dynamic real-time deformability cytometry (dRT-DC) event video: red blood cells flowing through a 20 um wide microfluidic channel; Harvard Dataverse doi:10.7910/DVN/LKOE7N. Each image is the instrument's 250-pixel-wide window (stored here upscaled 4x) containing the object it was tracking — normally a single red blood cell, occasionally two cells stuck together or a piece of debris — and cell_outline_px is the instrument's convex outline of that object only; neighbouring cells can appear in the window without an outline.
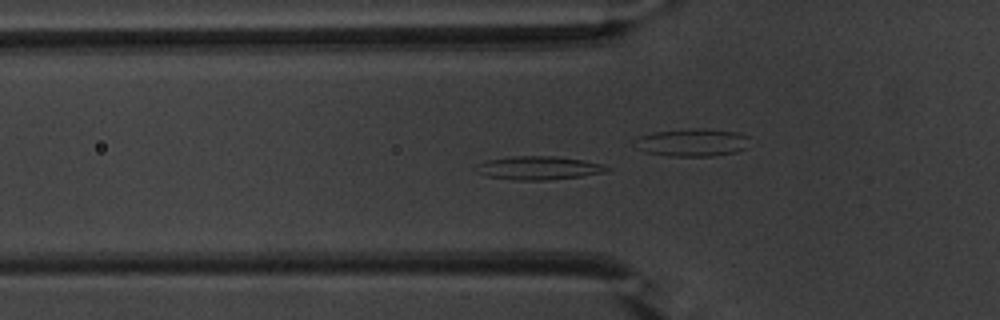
{"species": "common noctule bat (a hibernating species)", "species_latin": "Nyctalus noctula", "temperature_condition": "warm", "stored_images_in_passage": 44, "camera_frame_rate_fps": 3000, "um_per_image_px": 0.085, "animal": {"sex": "male", "body_mass_g": 20.1, "forearm_length_mm": 53.5}, "frame": {"image": 1, "passage_image": 9, "time_ms": 2.667, "image_size_px": [1000, 320], "cell_outline_px": [[612, 168], [604, 172], [580, 176], [548, 180], [516, 180], [488, 176], [472, 168], [472, 164], [484, 160], [516, 156], [556, 156], [584, 160], [604, 164]], "centroid_in_image_um": [45.74, 14.26], "position_along_channel_um": 80.1, "area_um2": 18.03}}
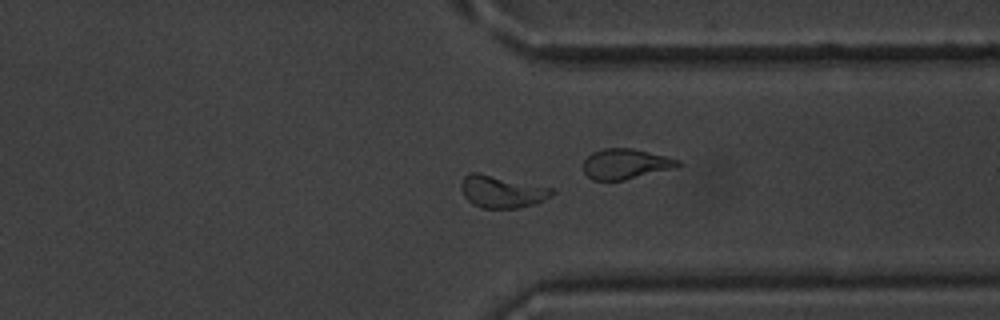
{"frame": {"image": 2, "passage_image": 32, "time_ms": 10.333, "image_size_px": [1000, 320], "cell_outline_px": [[556, 192], [552, 196], [544, 200], [532, 204], [516, 208], [480, 208], [472, 204], [464, 196], [460, 188], [460, 184], [464, 176], [472, 172], [480, 172], [552, 188]], "centroid_in_image_um": [42.64, 16.28], "position_along_channel_um": 368.8, "area_um2": 17.17}}
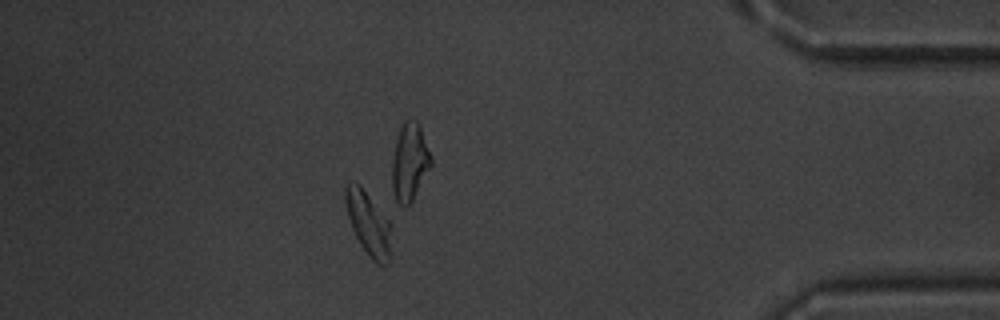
{"frame": {"image": 3, "passage_image": 38, "time_ms": 12.333, "image_size_px": [1000, 320], "cell_outline_px": [[392, 228], [388, 264], [384, 268], [376, 264], [368, 256], [360, 244], [352, 228], [348, 216], [344, 200], [344, 188], [352, 180], [360, 184], [392, 224]], "centroid_in_image_um": [31.32, 19.0], "position_along_channel_um": 403.9, "area_um2": 17.4}, "authors_computed_cell_mechanics": {"area_um2": 17.0221, "velocity_mm_per_s": 3.7603, "shape_relaxation_time_tau1_ms": 6.0226, "shape_relaxation_time_tau2_ms": 2.4494, "deformation_change_tau1": 0.191, "deformation_change_tau2": 0.0883}}